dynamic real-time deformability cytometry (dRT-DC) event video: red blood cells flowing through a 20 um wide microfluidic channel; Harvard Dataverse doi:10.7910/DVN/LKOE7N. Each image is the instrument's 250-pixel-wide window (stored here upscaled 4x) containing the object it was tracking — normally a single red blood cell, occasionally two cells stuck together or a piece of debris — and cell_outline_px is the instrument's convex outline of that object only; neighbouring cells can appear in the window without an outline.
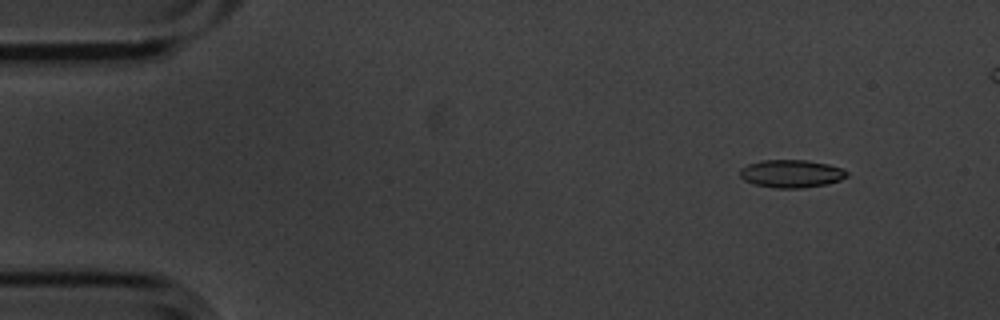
{"species": "common noctule bat (a hibernating species)", "species_latin": "Nyctalus noctula", "temperature_condition": "cold", "stored_images_in_passage": 5, "camera_frame_rate_fps": 3000, "um_per_image_px": 0.085, "animal": {"sex": "male", "body_mass_g": 20.1, "forearm_length_mm": 53.5}, "frame": {"image": 1, "passage_image": 2, "time_ms": 0.333, "image_size_px": [1000, 320], "cell_outline_px": [[848, 176], [840, 180], [828, 184], [804, 188], [776, 188], [756, 184], [744, 180], [740, 176], [740, 168], [748, 164], [760, 160], [808, 160], [828, 164], [844, 168], [848, 172]], "centroid_in_image_um": [67.3, 14.75], "position_along_channel_um": 17.7, "area_um2": 17.51}}